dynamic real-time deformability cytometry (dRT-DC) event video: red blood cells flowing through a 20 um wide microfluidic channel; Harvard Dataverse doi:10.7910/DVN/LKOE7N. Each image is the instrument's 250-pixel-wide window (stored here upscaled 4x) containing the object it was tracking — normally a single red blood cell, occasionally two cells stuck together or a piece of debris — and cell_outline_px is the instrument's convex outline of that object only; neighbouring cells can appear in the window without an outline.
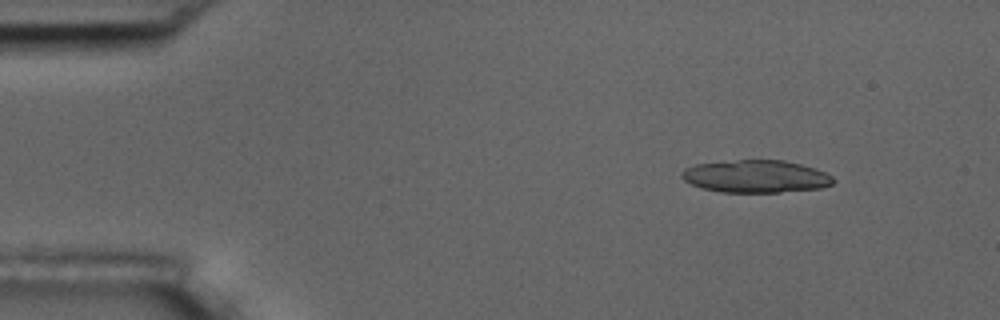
{"species": "common noctule bat (a hibernating species)", "species_latin": "Nyctalus noctula", "temperature_condition": "room temperature", "stored_images_in_passage": 21, "camera_frame_rate_fps": 3000, "um_per_image_px": 0.085, "animal": {"sex": "male", "body_mass_g": 17.5, "forearm_length_mm": 52.3}, "frame": {"image": 1, "passage_image": 7, "time_ms": 2.0, "image_size_px": [1000, 320], "cell_outline_px": [[832, 184], [820, 188], [780, 192], [720, 192], [704, 188], [692, 184], [684, 180], [680, 176], [680, 172], [684, 168], [696, 164], [736, 160], [784, 160], [816, 168], [832, 176]], "centroid_in_image_um": [64.22, 14.99], "position_along_channel_um": 20.8, "area_um2": 28.61}}